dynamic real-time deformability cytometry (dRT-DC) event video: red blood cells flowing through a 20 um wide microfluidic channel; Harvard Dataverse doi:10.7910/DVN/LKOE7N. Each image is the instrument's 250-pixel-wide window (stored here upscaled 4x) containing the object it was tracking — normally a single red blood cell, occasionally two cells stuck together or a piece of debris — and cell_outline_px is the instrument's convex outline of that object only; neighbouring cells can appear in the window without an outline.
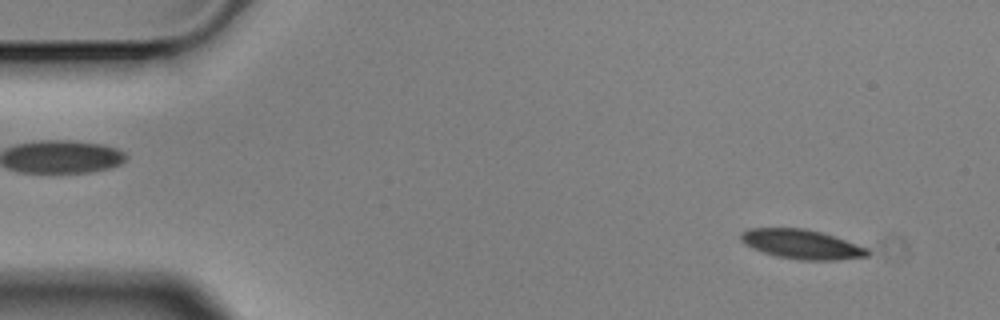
{"species": "Egyptian fruit bat (a non-hibernating species)", "species_latin": "Rousettus aegyptiacus", "temperature_condition": "cold", "stored_images_in_passage": 4, "camera_frame_rate_fps": 3000, "um_per_image_px": 0.085, "animal": {"sex": "male"}, "frame": {"image": 1, "passage_image": 1, "time_ms": 0.0, "image_size_px": [1000, 320], "cell_outline_px": [[868, 256], [836, 260], [800, 260], [776, 256], [752, 248], [744, 244], [740, 240], [740, 232], [748, 228], [804, 228], [820, 232], [868, 248]], "centroid_in_image_um": [68.08, 20.76], "position_along_channel_um": 16.9, "area_um2": 21.56}}